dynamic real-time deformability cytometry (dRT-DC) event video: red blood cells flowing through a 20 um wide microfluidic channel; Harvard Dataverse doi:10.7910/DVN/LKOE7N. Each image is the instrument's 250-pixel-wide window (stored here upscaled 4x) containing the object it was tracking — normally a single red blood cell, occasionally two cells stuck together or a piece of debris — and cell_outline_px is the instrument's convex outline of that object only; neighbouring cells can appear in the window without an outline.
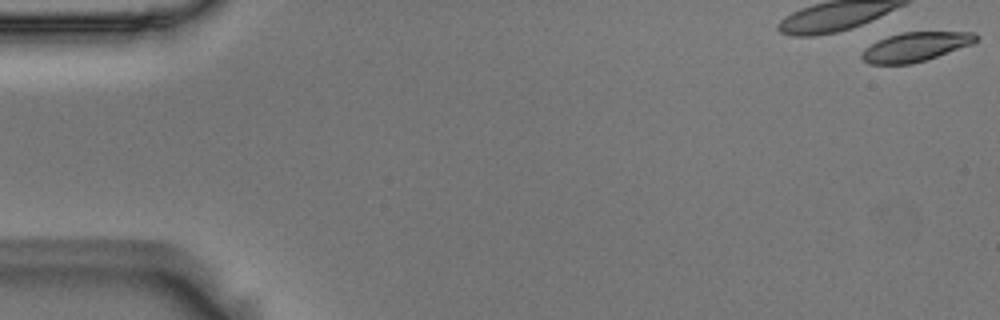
{"species": "Egyptian fruit bat (a non-hibernating species)", "species_latin": "Rousettus aegyptiacus", "temperature_condition": "room temperature", "stored_images_in_passage": 13, "camera_frame_rate_fps": 3000, "um_per_image_px": 0.085, "animal": {"sex": "male"}, "frame": {"image": 1, "passage_image": 1, "time_ms": 0.0, "image_size_px": [1000, 320], "cell_outline_px": [[980, 36], [972, 44], [912, 64], [868, 64], [860, 56], [860, 52], [864, 48], [876, 40], [900, 32], [976, 32]], "centroid_in_image_um": [77.77, 3.97], "position_along_channel_um": 7.2, "area_um2": 19.48}}